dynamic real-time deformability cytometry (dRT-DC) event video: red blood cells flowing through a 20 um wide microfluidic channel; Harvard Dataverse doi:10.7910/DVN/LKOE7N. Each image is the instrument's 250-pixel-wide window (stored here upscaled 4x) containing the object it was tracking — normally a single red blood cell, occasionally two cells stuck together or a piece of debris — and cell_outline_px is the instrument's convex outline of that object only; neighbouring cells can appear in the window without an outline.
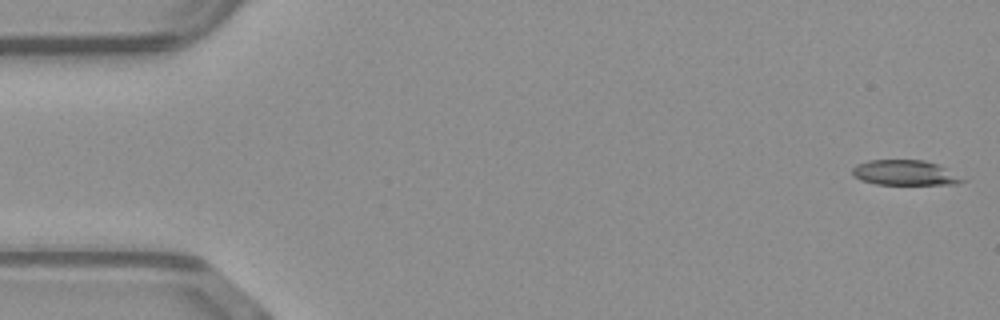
{"species": "common noctule bat (a hibernating species)", "species_latin": "Nyctalus noctula", "temperature_condition": "warm", "stored_images_in_passage": 50, "camera_frame_rate_fps": 3000, "um_per_image_px": 0.085, "animal": {"sex": "male", "body_mass_g": 23.1, "forearm_length_mm": 52.7}, "frame": {"image": 1, "passage_image": 1, "time_ms": 0.0, "image_size_px": [1000, 320], "cell_outline_px": [[968, 180], [956, 184], [876, 184], [860, 180], [852, 176], [852, 168], [856, 164], [868, 160], [924, 160], [936, 164]], "centroid_in_image_um": [76.86, 14.68], "position_along_channel_um": 8.1, "area_um2": 16.07}}
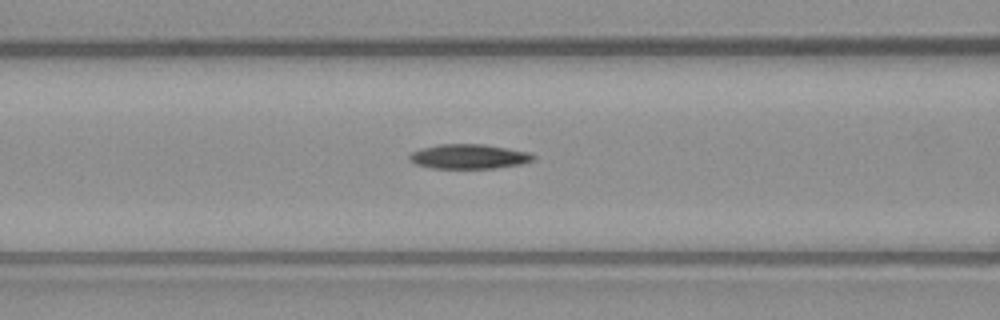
{"frame": {"image": 2, "passage_image": 20, "time_ms": 6.333, "image_size_px": [1000, 320], "cell_outline_px": [[536, 160], [520, 164], [496, 168], [432, 168], [416, 164], [408, 160], [408, 156], [412, 152], [420, 148], [436, 144], [484, 144], [508, 148], [528, 152], [536, 156]], "centroid_in_image_um": [39.85, 13.3], "position_along_channel_um": 126.8, "area_um2": 17.92}}
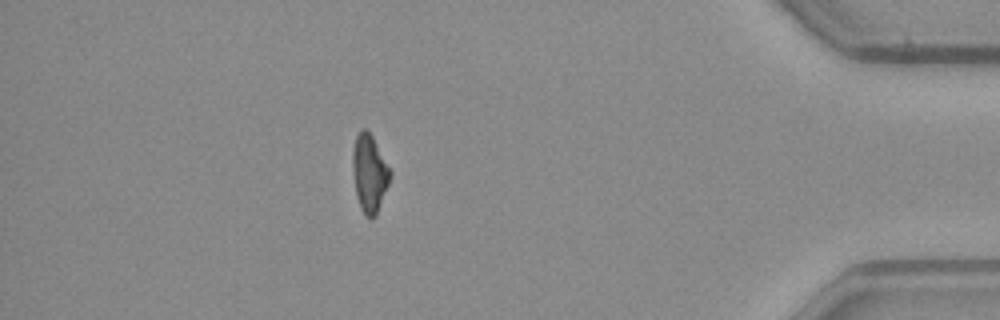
{"frame": {"image": 3, "passage_image": 44, "time_ms": 14.333, "image_size_px": [1000, 320], "cell_outline_px": [[392, 172], [388, 184], [376, 216], [372, 220], [360, 208], [356, 196], [352, 168], [352, 148], [356, 136], [360, 128], [364, 128], [372, 136]], "centroid_in_image_um": [31.38, 14.72], "position_along_channel_um": 403.8, "area_um2": 16.94}}